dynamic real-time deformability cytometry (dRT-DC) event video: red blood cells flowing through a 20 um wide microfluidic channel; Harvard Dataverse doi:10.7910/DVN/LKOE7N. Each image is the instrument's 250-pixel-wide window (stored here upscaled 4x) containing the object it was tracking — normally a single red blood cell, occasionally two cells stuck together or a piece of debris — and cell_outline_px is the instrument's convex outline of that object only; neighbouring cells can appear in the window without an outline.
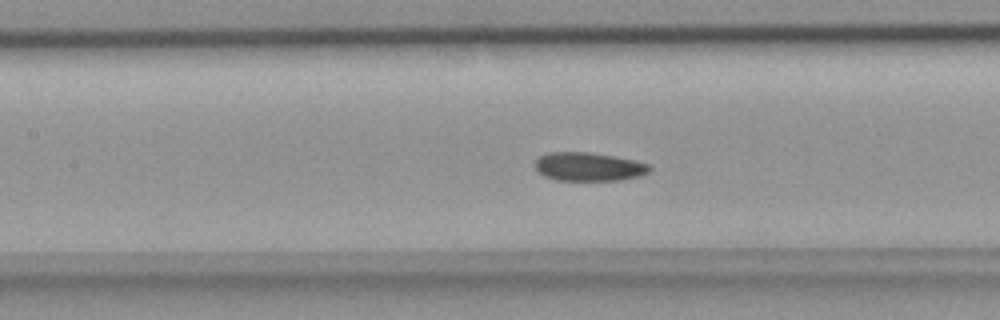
{"species": "common noctule bat (a hibernating species)", "species_latin": "Nyctalus noctula", "temperature_condition": "room temperature", "stored_images_in_passage": 37, "camera_frame_rate_fps": 3000, "um_per_image_px": 0.085, "animal": {"sex": "female", "body_mass_g": 18.4}, "frame": {"image": 1, "passage_image": 9, "time_ms": 2.667, "image_size_px": [1000, 320], "cell_outline_px": [[652, 168], [648, 172], [640, 176], [620, 180], [556, 180], [544, 176], [536, 168], [536, 160], [540, 156], [548, 152], [592, 152], [636, 160], [648, 164]], "centroid_in_image_um": [50.06, 14.16], "position_along_channel_um": 157.3, "area_um2": 19.07}}
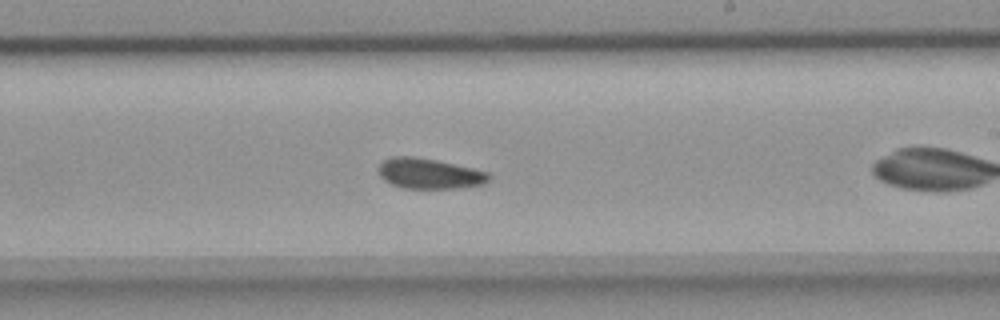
{"frame": {"image": 2, "passage_image": 16, "time_ms": 5.0, "image_size_px": [1000, 320], "cell_outline_px": [[492, 176], [484, 184], [456, 188], [404, 188], [392, 184], [384, 180], [380, 176], [376, 168], [384, 160], [392, 156], [412, 156], [436, 160], [472, 168], [488, 172]], "centroid_in_image_um": [36.47, 14.75], "position_along_channel_um": 252.5, "area_um2": 19.54}}
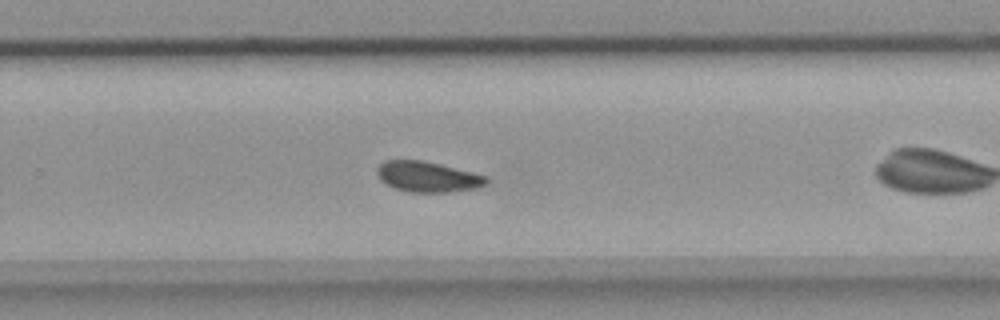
{"frame": {"image": 3, "passage_image": 19, "time_ms": 6.0, "image_size_px": [1000, 320], "cell_outline_px": [[488, 184], [480, 188], [448, 192], [408, 192], [392, 188], [380, 180], [376, 172], [376, 168], [384, 160], [420, 160], [440, 164], [488, 176]], "centroid_in_image_um": [36.35, 15.03], "position_along_channel_um": 293.4, "area_um2": 19.71}}